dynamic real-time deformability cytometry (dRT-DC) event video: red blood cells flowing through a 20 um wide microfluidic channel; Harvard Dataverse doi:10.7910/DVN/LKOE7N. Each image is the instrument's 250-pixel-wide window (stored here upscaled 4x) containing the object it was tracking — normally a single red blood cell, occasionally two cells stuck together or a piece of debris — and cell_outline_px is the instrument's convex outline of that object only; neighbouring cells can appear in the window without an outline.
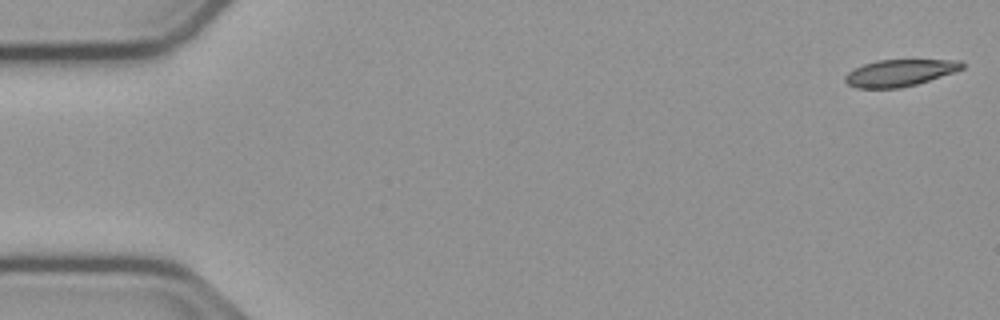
{"species": "common noctule bat (a hibernating species)", "species_latin": "Nyctalus noctula", "temperature_condition": "cold", "stored_images_in_passage": 54, "camera_frame_rate_fps": 3000, "um_per_image_px": 0.085, "animal": {"sex": "male", "body_mass_g": 23.1, "forearm_length_mm": 52.7}, "frame": {"image": 1, "passage_image": 1, "time_ms": 0.0, "image_size_px": [1000, 320], "cell_outline_px": [[964, 68], [916, 84], [900, 88], [856, 88], [848, 84], [844, 80], [844, 76], [848, 72], [864, 64], [876, 60], [960, 60], [964, 64]], "centroid_in_image_um": [76.44, 6.19], "position_along_channel_um": 8.6, "area_um2": 18.03}}
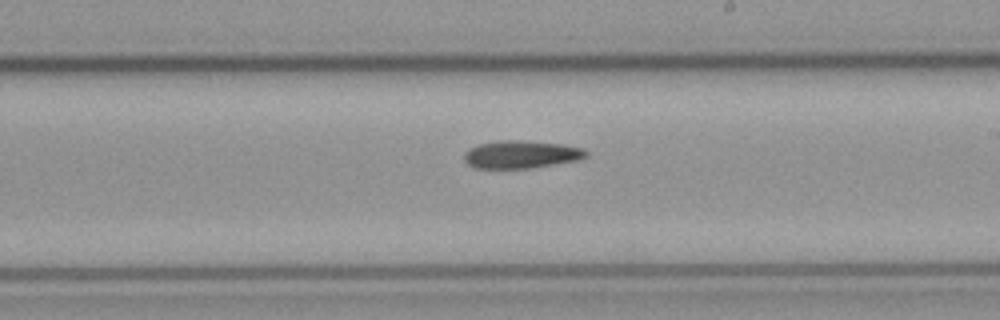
{"frame": {"image": 2, "passage_image": 31, "time_ms": 10.0, "image_size_px": [1000, 320], "cell_outline_px": [[588, 156], [576, 160], [528, 168], [476, 168], [468, 164], [464, 160], [464, 152], [468, 148], [480, 144], [500, 140], [512, 140], [564, 144], [584, 148], [588, 152]], "centroid_in_image_um": [44.28, 13.12], "position_along_channel_um": 244.7, "area_um2": 19.54}}
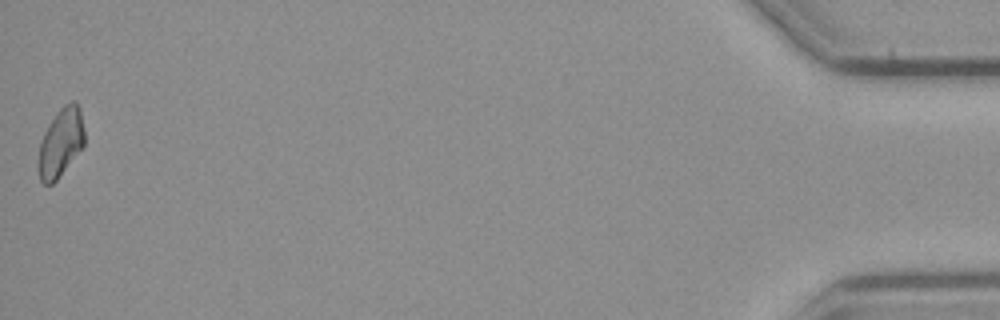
{"frame": {"image": 3, "passage_image": 54, "time_ms": 17.667, "image_size_px": [1000, 320], "cell_outline_px": [[84, 144], [56, 180], [52, 184], [44, 184], [40, 180], [36, 164], [40, 140], [48, 124], [56, 112], [64, 104], [72, 100], [76, 100], [80, 108], [84, 128]], "centroid_in_image_um": [5.13, 12.09], "position_along_channel_um": 430.1, "area_um2": 18.61}}